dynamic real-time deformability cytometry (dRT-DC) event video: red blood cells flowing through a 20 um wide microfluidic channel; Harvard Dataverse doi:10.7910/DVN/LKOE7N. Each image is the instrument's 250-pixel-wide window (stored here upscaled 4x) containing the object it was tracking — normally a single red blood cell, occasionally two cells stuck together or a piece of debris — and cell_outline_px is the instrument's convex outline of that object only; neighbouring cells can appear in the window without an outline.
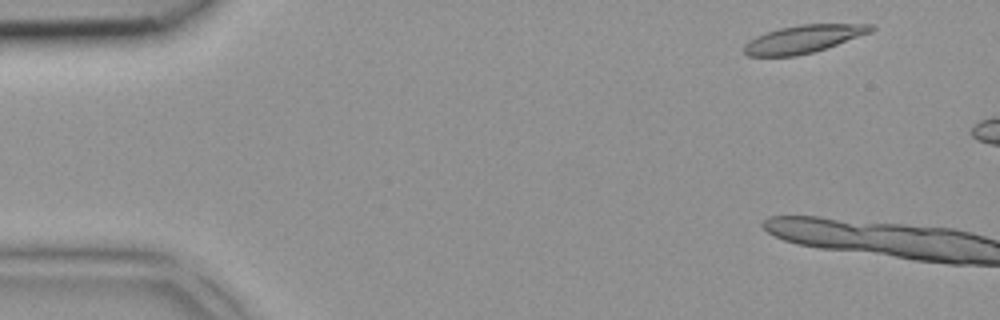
{"species": "common noctule bat (a hibernating species)", "species_latin": "Nyctalus noctula", "temperature_condition": "room temperature", "stored_images_in_passage": 7, "camera_frame_rate_fps": 3000, "um_per_image_px": 0.085, "animal": {"sex": "female", "body_mass_g": 18.4}, "frame": {"image": 1, "passage_image": 1, "time_ms": 0.0, "image_size_px": [1000, 320], "cell_outline_px": [[876, 28], [872, 32], [812, 52], [796, 56], [748, 56], [744, 52], [744, 44], [748, 40], [756, 36], [780, 28], [800, 24], [872, 24]], "centroid_in_image_um": [68.28, 3.31], "position_along_channel_um": 16.7, "area_um2": 20.35}}
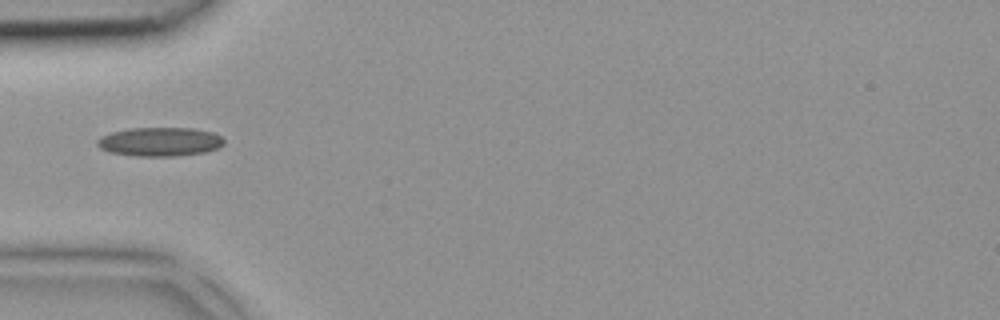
{"frame": {"image": 2, "passage_image": 6, "time_ms": 1.667, "image_size_px": [1000, 320], "cell_outline_px": [[224, 144], [216, 148], [204, 152], [176, 156], [136, 156], [108, 152], [100, 148], [96, 144], [96, 140], [100, 136], [112, 132], [128, 128], [192, 128], [212, 132], [220, 136], [224, 140]], "centroid_in_image_um": [13.54, 12.05], "position_along_channel_um": 71.5, "area_um2": 21.39}}